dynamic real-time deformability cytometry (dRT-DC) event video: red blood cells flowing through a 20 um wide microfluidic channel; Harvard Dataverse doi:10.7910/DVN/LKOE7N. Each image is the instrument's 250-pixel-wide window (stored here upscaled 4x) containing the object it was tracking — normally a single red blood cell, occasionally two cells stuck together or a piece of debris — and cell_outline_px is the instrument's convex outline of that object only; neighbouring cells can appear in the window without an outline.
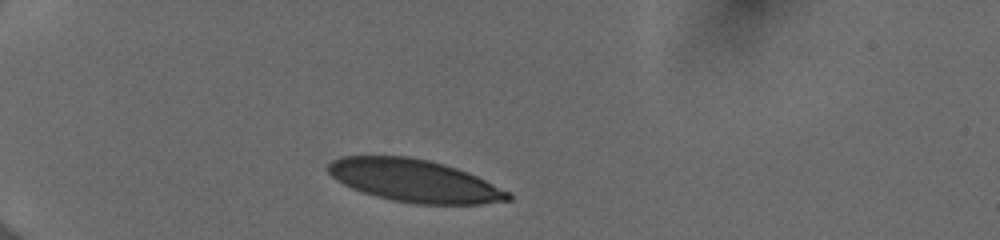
{"species": "human", "species_latin": "Homo sapiens", "temperature_condition": "cold", "stored_images_in_passage": 33, "camera_frame_rate_fps": 3000, "um_per_image_px": 0.085, "donor": {"sex": "female"}, "frame": {"image": 1, "passage_image": 1, "time_ms": 0.0, "image_size_px": [1000, 240], "cell_outline_px": [[512, 200], [480, 204], [416, 204], [392, 200], [376, 196], [352, 188], [336, 180], [328, 172], [328, 164], [332, 160], [340, 156], [408, 156], [428, 160], [444, 164], [468, 172], [512, 192]], "centroid_in_image_um": [35.26, 15.36], "position_along_channel_um": 49.7, "area_um2": 44.68}}
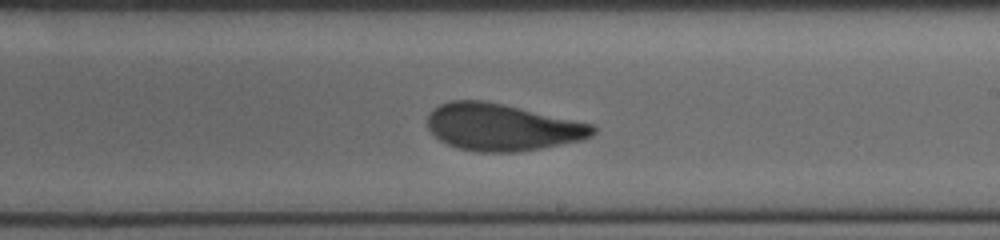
{"frame": {"image": 2, "passage_image": 19, "time_ms": 6.0, "image_size_px": [1000, 240], "cell_outline_px": [[596, 132], [592, 136], [584, 140], [540, 148], [516, 152], [476, 152], [460, 148], [448, 144], [440, 140], [428, 128], [428, 116], [432, 108], [448, 100], [484, 100], [504, 104], [592, 124], [596, 128]], "centroid_in_image_um": [42.67, 10.8], "position_along_channel_um": 246.3, "area_um2": 45.26}}
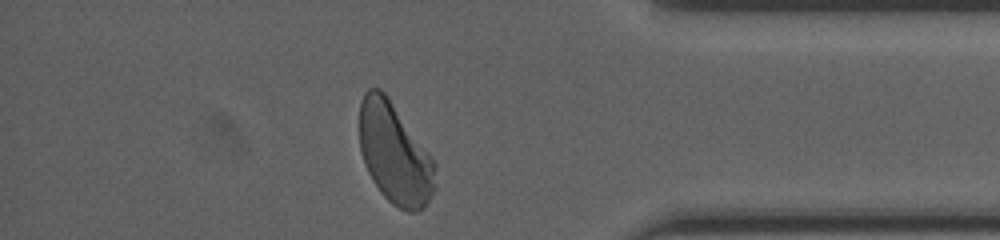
{"frame": {"image": 3, "passage_image": 32, "time_ms": 10.333, "image_size_px": [1000, 240], "cell_outline_px": [[436, 188], [424, 208], [416, 212], [408, 212], [392, 204], [380, 192], [372, 180], [364, 164], [360, 152], [360, 100], [364, 92], [368, 88], [380, 88], [384, 92], [436, 164]], "centroid_in_image_um": [33.53, 13.1], "position_along_channel_um": 401.7, "area_um2": 44.33}, "authors_computed_cell_mechanics": {"area_um2": 45.7198, "velocity_mm_per_s": 3.9648, "shape_relaxation_time_tau1_ms": 6.0215, "shape_relaxation_time_tau2_ms": 0.7777, "deformation_change_tau1": 0.1874, "deformation_change_tau2": 0.0562}}